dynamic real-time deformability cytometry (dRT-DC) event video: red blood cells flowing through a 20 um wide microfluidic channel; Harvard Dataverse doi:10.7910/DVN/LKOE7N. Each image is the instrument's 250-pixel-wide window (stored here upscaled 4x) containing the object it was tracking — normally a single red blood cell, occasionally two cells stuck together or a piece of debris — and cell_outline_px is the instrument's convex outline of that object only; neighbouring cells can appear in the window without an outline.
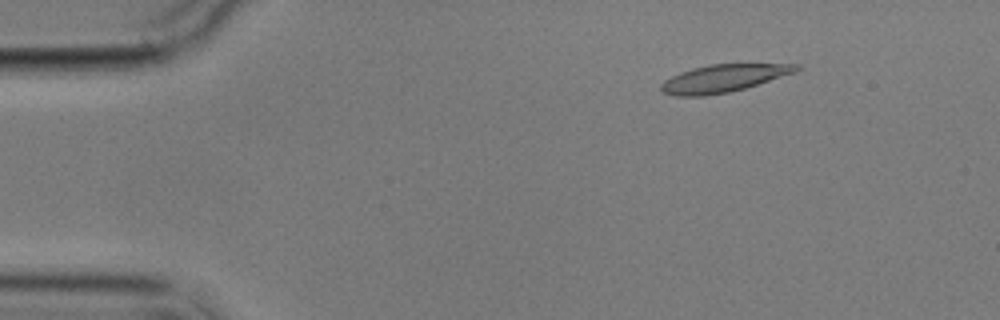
{"species": "common noctule bat (a hibernating species)", "species_latin": "Nyctalus noctula", "temperature_condition": "cold", "stored_images_in_passage": 4, "camera_frame_rate_fps": 3000, "um_per_image_px": 0.085, "animal": {"sex": "male", "body_mass_g": 17.9}, "frame": {"image": 1, "passage_image": 2, "time_ms": 1.333, "image_size_px": [1000, 320], "cell_outline_px": [[800, 68], [796, 72], [744, 88], [728, 92], [704, 96], [672, 96], [660, 92], [660, 84], [664, 80], [680, 72], [692, 68], [708, 64], [800, 64]], "centroid_in_image_um": [61.43, 6.66], "position_along_channel_um": 23.6, "area_um2": 21.73}}
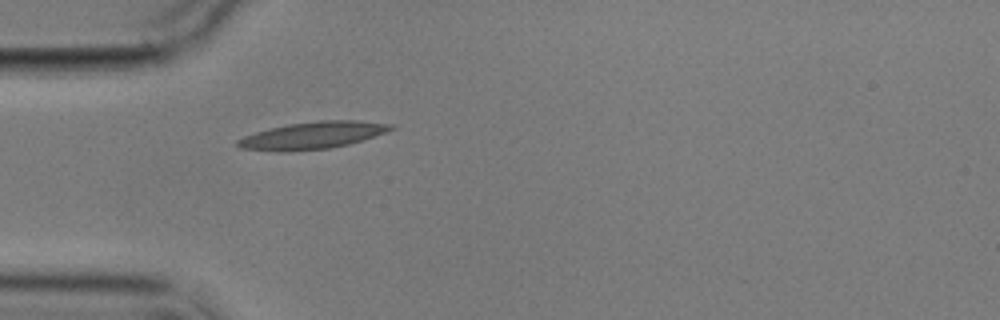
{"frame": {"image": 2, "passage_image": 4, "time_ms": 4.333, "image_size_px": [1000, 320], "cell_outline_px": [[396, 128], [348, 144], [328, 148], [280, 152], [240, 148], [236, 144], [236, 140], [244, 136], [256, 132], [288, 124], [320, 120], [356, 120], [392, 124]], "centroid_in_image_um": [26.53, 11.5], "position_along_channel_um": 58.5, "area_um2": 23.87}}